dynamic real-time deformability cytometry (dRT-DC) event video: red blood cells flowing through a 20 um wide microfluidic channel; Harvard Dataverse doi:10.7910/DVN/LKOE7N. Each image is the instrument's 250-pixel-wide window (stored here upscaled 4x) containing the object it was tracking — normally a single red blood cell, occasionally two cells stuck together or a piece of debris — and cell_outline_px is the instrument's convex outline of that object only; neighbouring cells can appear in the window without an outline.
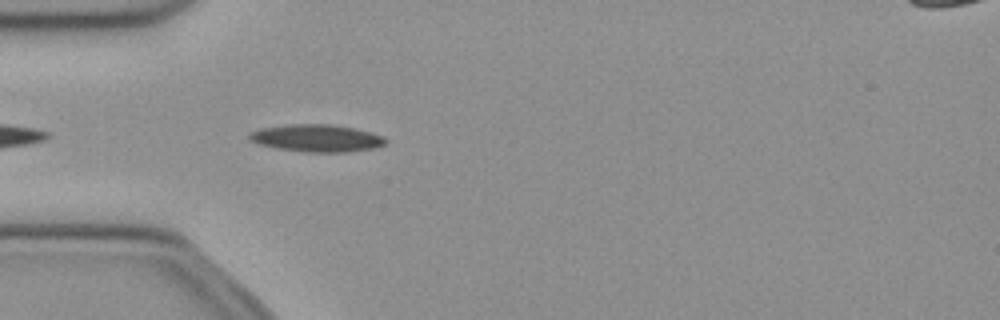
{"species": "common noctule bat (a hibernating species)", "species_latin": "Nyctalus noctula", "temperature_condition": "cold", "stored_images_in_passage": 12, "camera_frame_rate_fps": 3000, "um_per_image_px": 0.085, "animal": {"sex": "female", "body_mass_g": 21.9}, "frame": {"image": 1, "passage_image": 3, "time_ms": 0.667, "image_size_px": [1000, 320], "cell_outline_px": [[388, 140], [384, 144], [376, 148], [348, 152], [304, 152], [276, 148], [260, 144], [248, 140], [248, 132], [260, 128], [288, 124], [332, 124], [372, 132], [384, 136]], "centroid_in_image_um": [26.91, 11.74], "position_along_channel_um": 58.1, "area_um2": 21.96}}
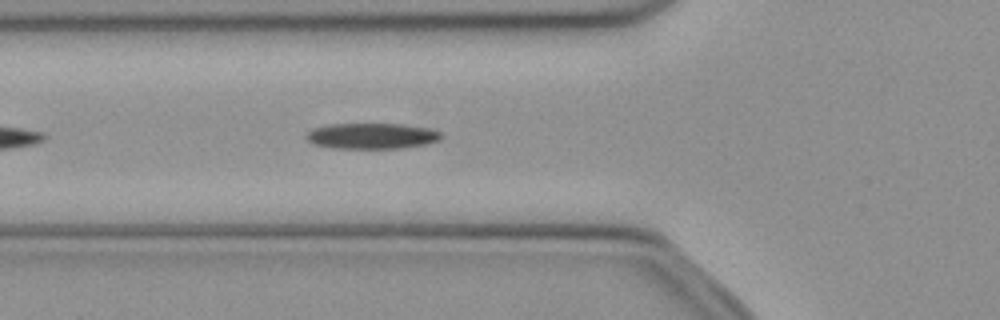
{"frame": {"image": 2, "passage_image": 6, "time_ms": 1.667, "image_size_px": [1000, 320], "cell_outline_px": [[444, 136], [440, 140], [424, 144], [404, 148], [336, 148], [312, 144], [304, 136], [312, 128], [328, 124], [404, 124], [428, 128], [440, 132]], "centroid_in_image_um": [31.59, 11.55], "position_along_channel_um": 94.2, "area_um2": 20.35}}
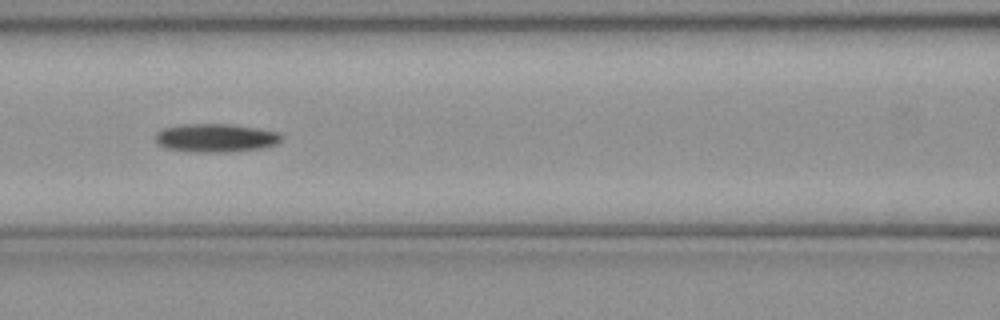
{"frame": {"image": 3, "passage_image": 10, "time_ms": 3.0, "image_size_px": [1000, 320], "cell_outline_px": [[284, 136], [276, 144], [264, 148], [228, 152], [196, 152], [168, 148], [156, 144], [156, 132], [164, 128], [180, 124], [228, 124], [256, 128], [280, 132]], "centroid_in_image_um": [18.36, 11.72], "position_along_channel_um": 148.2, "area_um2": 20.92}}